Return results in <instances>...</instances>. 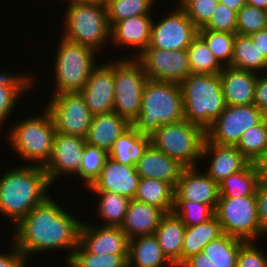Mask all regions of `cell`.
Instances as JSON below:
<instances>
[{"mask_svg":"<svg viewBox=\"0 0 267 267\" xmlns=\"http://www.w3.org/2000/svg\"><path fill=\"white\" fill-rule=\"evenodd\" d=\"M153 14H144L139 16H134L130 18L123 19L119 22H116L110 28V41L111 43L118 45L119 48H125V50L132 49L133 56L125 55L120 58H135L138 56L143 50H145L150 42V34H151V26L153 18L151 17ZM124 47V48H123ZM131 47V48H130ZM136 52V53H134Z\"/></svg>","mask_w":267,"mask_h":267,"instance_id":"44dd1931","label":"cell"},{"mask_svg":"<svg viewBox=\"0 0 267 267\" xmlns=\"http://www.w3.org/2000/svg\"><path fill=\"white\" fill-rule=\"evenodd\" d=\"M255 165L259 173L260 182L267 184V148L255 162Z\"/></svg>","mask_w":267,"mask_h":267,"instance_id":"816d5d0a","label":"cell"},{"mask_svg":"<svg viewBox=\"0 0 267 267\" xmlns=\"http://www.w3.org/2000/svg\"><path fill=\"white\" fill-rule=\"evenodd\" d=\"M175 267L164 255L157 237L137 236L129 240L128 267Z\"/></svg>","mask_w":267,"mask_h":267,"instance_id":"f1b7e54d","label":"cell"},{"mask_svg":"<svg viewBox=\"0 0 267 267\" xmlns=\"http://www.w3.org/2000/svg\"><path fill=\"white\" fill-rule=\"evenodd\" d=\"M260 177L254 162L244 169L232 173L219 184V198H239L255 196Z\"/></svg>","mask_w":267,"mask_h":267,"instance_id":"f546056e","label":"cell"},{"mask_svg":"<svg viewBox=\"0 0 267 267\" xmlns=\"http://www.w3.org/2000/svg\"><path fill=\"white\" fill-rule=\"evenodd\" d=\"M85 146V137L56 133L51 157L43 166L51 184L61 176L79 172Z\"/></svg>","mask_w":267,"mask_h":267,"instance_id":"9a60e30c","label":"cell"},{"mask_svg":"<svg viewBox=\"0 0 267 267\" xmlns=\"http://www.w3.org/2000/svg\"><path fill=\"white\" fill-rule=\"evenodd\" d=\"M219 74L226 105L237 106L254 103L258 73L225 66Z\"/></svg>","mask_w":267,"mask_h":267,"instance_id":"cb8c5ba5","label":"cell"},{"mask_svg":"<svg viewBox=\"0 0 267 267\" xmlns=\"http://www.w3.org/2000/svg\"><path fill=\"white\" fill-rule=\"evenodd\" d=\"M107 0H93L94 5H105Z\"/></svg>","mask_w":267,"mask_h":267,"instance_id":"6f0895ef","label":"cell"},{"mask_svg":"<svg viewBox=\"0 0 267 267\" xmlns=\"http://www.w3.org/2000/svg\"><path fill=\"white\" fill-rule=\"evenodd\" d=\"M266 115L255 105L228 106L206 131L207 139L219 145L236 146L241 135L258 125Z\"/></svg>","mask_w":267,"mask_h":267,"instance_id":"7c38bea8","label":"cell"},{"mask_svg":"<svg viewBox=\"0 0 267 267\" xmlns=\"http://www.w3.org/2000/svg\"><path fill=\"white\" fill-rule=\"evenodd\" d=\"M131 126L127 119L115 112L93 115L85 141L108 153L118 137Z\"/></svg>","mask_w":267,"mask_h":267,"instance_id":"d4e9b609","label":"cell"},{"mask_svg":"<svg viewBox=\"0 0 267 267\" xmlns=\"http://www.w3.org/2000/svg\"><path fill=\"white\" fill-rule=\"evenodd\" d=\"M136 171L140 178L164 181L174 189L185 167L164 152L154 148L149 142L137 155Z\"/></svg>","mask_w":267,"mask_h":267,"instance_id":"ffe728a7","label":"cell"},{"mask_svg":"<svg viewBox=\"0 0 267 267\" xmlns=\"http://www.w3.org/2000/svg\"><path fill=\"white\" fill-rule=\"evenodd\" d=\"M69 3L93 4V0H67Z\"/></svg>","mask_w":267,"mask_h":267,"instance_id":"11a10c76","label":"cell"},{"mask_svg":"<svg viewBox=\"0 0 267 267\" xmlns=\"http://www.w3.org/2000/svg\"><path fill=\"white\" fill-rule=\"evenodd\" d=\"M175 189L168 183L151 179L140 178L134 200L156 206L165 213L173 212Z\"/></svg>","mask_w":267,"mask_h":267,"instance_id":"1f68e13d","label":"cell"},{"mask_svg":"<svg viewBox=\"0 0 267 267\" xmlns=\"http://www.w3.org/2000/svg\"><path fill=\"white\" fill-rule=\"evenodd\" d=\"M140 176L135 166L118 163L108 157L102 172L86 190L93 192H112L133 199L136 195Z\"/></svg>","mask_w":267,"mask_h":267,"instance_id":"ac0fdd59","label":"cell"},{"mask_svg":"<svg viewBox=\"0 0 267 267\" xmlns=\"http://www.w3.org/2000/svg\"><path fill=\"white\" fill-rule=\"evenodd\" d=\"M249 162H256L267 148V116L256 126L246 130L235 146Z\"/></svg>","mask_w":267,"mask_h":267,"instance_id":"f35d334b","label":"cell"},{"mask_svg":"<svg viewBox=\"0 0 267 267\" xmlns=\"http://www.w3.org/2000/svg\"><path fill=\"white\" fill-rule=\"evenodd\" d=\"M173 212L182 220L186 227L205 223L215 216V210L210 205L193 201H174Z\"/></svg>","mask_w":267,"mask_h":267,"instance_id":"b9f144b4","label":"cell"},{"mask_svg":"<svg viewBox=\"0 0 267 267\" xmlns=\"http://www.w3.org/2000/svg\"><path fill=\"white\" fill-rule=\"evenodd\" d=\"M40 115H31L12 123L6 132L8 145L29 165L44 166L50 159L56 135L55 124L45 108ZM34 162V163H33Z\"/></svg>","mask_w":267,"mask_h":267,"instance_id":"5b68a950","label":"cell"},{"mask_svg":"<svg viewBox=\"0 0 267 267\" xmlns=\"http://www.w3.org/2000/svg\"><path fill=\"white\" fill-rule=\"evenodd\" d=\"M215 216L223 233L245 242L261 239L256 196L219 198Z\"/></svg>","mask_w":267,"mask_h":267,"instance_id":"30bf717a","label":"cell"},{"mask_svg":"<svg viewBox=\"0 0 267 267\" xmlns=\"http://www.w3.org/2000/svg\"><path fill=\"white\" fill-rule=\"evenodd\" d=\"M198 35L223 67L231 65L236 33L198 29Z\"/></svg>","mask_w":267,"mask_h":267,"instance_id":"74e56055","label":"cell"},{"mask_svg":"<svg viewBox=\"0 0 267 267\" xmlns=\"http://www.w3.org/2000/svg\"><path fill=\"white\" fill-rule=\"evenodd\" d=\"M79 243L96 255H128L129 239L121 227L92 225L83 221Z\"/></svg>","mask_w":267,"mask_h":267,"instance_id":"e0dca14e","label":"cell"},{"mask_svg":"<svg viewBox=\"0 0 267 267\" xmlns=\"http://www.w3.org/2000/svg\"><path fill=\"white\" fill-rule=\"evenodd\" d=\"M157 0H107L106 12L110 28L123 19L152 14Z\"/></svg>","mask_w":267,"mask_h":267,"instance_id":"8d00e7d4","label":"cell"},{"mask_svg":"<svg viewBox=\"0 0 267 267\" xmlns=\"http://www.w3.org/2000/svg\"><path fill=\"white\" fill-rule=\"evenodd\" d=\"M206 138L204 129L184 119L163 124L147 137V142L185 168H193L201 162Z\"/></svg>","mask_w":267,"mask_h":267,"instance_id":"8992f818","label":"cell"},{"mask_svg":"<svg viewBox=\"0 0 267 267\" xmlns=\"http://www.w3.org/2000/svg\"><path fill=\"white\" fill-rule=\"evenodd\" d=\"M114 58L113 112L131 124L138 117L148 77L134 58Z\"/></svg>","mask_w":267,"mask_h":267,"instance_id":"9c48e42d","label":"cell"},{"mask_svg":"<svg viewBox=\"0 0 267 267\" xmlns=\"http://www.w3.org/2000/svg\"><path fill=\"white\" fill-rule=\"evenodd\" d=\"M170 11L161 20L153 19L149 48L185 50L198 35V28L178 5Z\"/></svg>","mask_w":267,"mask_h":267,"instance_id":"4fadbf2b","label":"cell"},{"mask_svg":"<svg viewBox=\"0 0 267 267\" xmlns=\"http://www.w3.org/2000/svg\"><path fill=\"white\" fill-rule=\"evenodd\" d=\"M69 259L77 267H128V255H96L88 252L80 243Z\"/></svg>","mask_w":267,"mask_h":267,"instance_id":"60d3db41","label":"cell"},{"mask_svg":"<svg viewBox=\"0 0 267 267\" xmlns=\"http://www.w3.org/2000/svg\"><path fill=\"white\" fill-rule=\"evenodd\" d=\"M256 245V241H247L241 245L236 267H267L266 252Z\"/></svg>","mask_w":267,"mask_h":267,"instance_id":"bcb514c9","label":"cell"},{"mask_svg":"<svg viewBox=\"0 0 267 267\" xmlns=\"http://www.w3.org/2000/svg\"><path fill=\"white\" fill-rule=\"evenodd\" d=\"M236 28L237 12L219 3L215 7L209 21L200 29L236 33Z\"/></svg>","mask_w":267,"mask_h":267,"instance_id":"f6af8a7d","label":"cell"},{"mask_svg":"<svg viewBox=\"0 0 267 267\" xmlns=\"http://www.w3.org/2000/svg\"><path fill=\"white\" fill-rule=\"evenodd\" d=\"M255 196L257 200L262 239L263 236H267V184L260 183Z\"/></svg>","mask_w":267,"mask_h":267,"instance_id":"7dc6e473","label":"cell"},{"mask_svg":"<svg viewBox=\"0 0 267 267\" xmlns=\"http://www.w3.org/2000/svg\"><path fill=\"white\" fill-rule=\"evenodd\" d=\"M114 90V59L110 58L93 69L79 92L91 113L97 115L113 112Z\"/></svg>","mask_w":267,"mask_h":267,"instance_id":"2e32d148","label":"cell"},{"mask_svg":"<svg viewBox=\"0 0 267 267\" xmlns=\"http://www.w3.org/2000/svg\"><path fill=\"white\" fill-rule=\"evenodd\" d=\"M66 267H77L70 259L64 261Z\"/></svg>","mask_w":267,"mask_h":267,"instance_id":"9f6ffc18","label":"cell"},{"mask_svg":"<svg viewBox=\"0 0 267 267\" xmlns=\"http://www.w3.org/2000/svg\"><path fill=\"white\" fill-rule=\"evenodd\" d=\"M244 242L223 233L180 267H236L238 252Z\"/></svg>","mask_w":267,"mask_h":267,"instance_id":"603a6c76","label":"cell"},{"mask_svg":"<svg viewBox=\"0 0 267 267\" xmlns=\"http://www.w3.org/2000/svg\"><path fill=\"white\" fill-rule=\"evenodd\" d=\"M49 195L35 206L12 229L15 246L26 260L34 254L50 250H66L64 260L69 259L79 244L82 220L71 215Z\"/></svg>","mask_w":267,"mask_h":267,"instance_id":"6da1fadb","label":"cell"},{"mask_svg":"<svg viewBox=\"0 0 267 267\" xmlns=\"http://www.w3.org/2000/svg\"><path fill=\"white\" fill-rule=\"evenodd\" d=\"M223 234L221 224L216 216L205 223L186 227L182 245V264L193 255L202 252L212 240Z\"/></svg>","mask_w":267,"mask_h":267,"instance_id":"4dcf8cb0","label":"cell"},{"mask_svg":"<svg viewBox=\"0 0 267 267\" xmlns=\"http://www.w3.org/2000/svg\"><path fill=\"white\" fill-rule=\"evenodd\" d=\"M134 59L148 80L180 84L191 74L187 49L174 51L147 47Z\"/></svg>","mask_w":267,"mask_h":267,"instance_id":"5bb4252c","label":"cell"},{"mask_svg":"<svg viewBox=\"0 0 267 267\" xmlns=\"http://www.w3.org/2000/svg\"><path fill=\"white\" fill-rule=\"evenodd\" d=\"M264 29H267V10L246 3L237 12V34L251 35Z\"/></svg>","mask_w":267,"mask_h":267,"instance_id":"7bdbcfd3","label":"cell"},{"mask_svg":"<svg viewBox=\"0 0 267 267\" xmlns=\"http://www.w3.org/2000/svg\"><path fill=\"white\" fill-rule=\"evenodd\" d=\"M219 184L199 167L185 168L175 187L174 201H193L216 209Z\"/></svg>","mask_w":267,"mask_h":267,"instance_id":"d6986e66","label":"cell"},{"mask_svg":"<svg viewBox=\"0 0 267 267\" xmlns=\"http://www.w3.org/2000/svg\"><path fill=\"white\" fill-rule=\"evenodd\" d=\"M49 97L44 108L50 112L56 132L85 137L93 114L80 92H65Z\"/></svg>","mask_w":267,"mask_h":267,"instance_id":"8fae6325","label":"cell"},{"mask_svg":"<svg viewBox=\"0 0 267 267\" xmlns=\"http://www.w3.org/2000/svg\"><path fill=\"white\" fill-rule=\"evenodd\" d=\"M230 67L253 71L258 74L267 73V58L252 42L249 35L236 33Z\"/></svg>","mask_w":267,"mask_h":267,"instance_id":"d6a6232c","label":"cell"},{"mask_svg":"<svg viewBox=\"0 0 267 267\" xmlns=\"http://www.w3.org/2000/svg\"><path fill=\"white\" fill-rule=\"evenodd\" d=\"M165 214L156 206L131 199L121 228L129 240L137 236L152 235Z\"/></svg>","mask_w":267,"mask_h":267,"instance_id":"4316f807","label":"cell"},{"mask_svg":"<svg viewBox=\"0 0 267 267\" xmlns=\"http://www.w3.org/2000/svg\"><path fill=\"white\" fill-rule=\"evenodd\" d=\"M185 120L207 131L226 108L220 74H190L180 83Z\"/></svg>","mask_w":267,"mask_h":267,"instance_id":"277c9868","label":"cell"},{"mask_svg":"<svg viewBox=\"0 0 267 267\" xmlns=\"http://www.w3.org/2000/svg\"><path fill=\"white\" fill-rule=\"evenodd\" d=\"M219 3L226 5L229 9L238 12L245 4L246 0H218Z\"/></svg>","mask_w":267,"mask_h":267,"instance_id":"f5cc1de1","label":"cell"},{"mask_svg":"<svg viewBox=\"0 0 267 267\" xmlns=\"http://www.w3.org/2000/svg\"><path fill=\"white\" fill-rule=\"evenodd\" d=\"M65 7L64 31L61 36L101 53L110 40L106 6L68 3Z\"/></svg>","mask_w":267,"mask_h":267,"instance_id":"52a82bcc","label":"cell"},{"mask_svg":"<svg viewBox=\"0 0 267 267\" xmlns=\"http://www.w3.org/2000/svg\"><path fill=\"white\" fill-rule=\"evenodd\" d=\"M184 119L180 84L148 80L142 94L140 113L132 126L149 137L163 124Z\"/></svg>","mask_w":267,"mask_h":267,"instance_id":"3957f363","label":"cell"},{"mask_svg":"<svg viewBox=\"0 0 267 267\" xmlns=\"http://www.w3.org/2000/svg\"><path fill=\"white\" fill-rule=\"evenodd\" d=\"M12 246L8 252L4 254V252L0 251V267H27V262L25 256L22 252L15 246L12 242Z\"/></svg>","mask_w":267,"mask_h":267,"instance_id":"c3c4849f","label":"cell"},{"mask_svg":"<svg viewBox=\"0 0 267 267\" xmlns=\"http://www.w3.org/2000/svg\"><path fill=\"white\" fill-rule=\"evenodd\" d=\"M146 142L147 137L131 126L114 142L108 157L118 163L135 166L137 155Z\"/></svg>","mask_w":267,"mask_h":267,"instance_id":"e575fe53","label":"cell"},{"mask_svg":"<svg viewBox=\"0 0 267 267\" xmlns=\"http://www.w3.org/2000/svg\"><path fill=\"white\" fill-rule=\"evenodd\" d=\"M10 69L0 71V128L3 130V123L7 122L14 111L19 98L36 84L35 76L30 73L11 74ZM19 74V75H18ZM34 80V81H33ZM34 83V85H33ZM33 85V86H32ZM29 90V91H28ZM23 95V96H22Z\"/></svg>","mask_w":267,"mask_h":267,"instance_id":"484cf974","label":"cell"},{"mask_svg":"<svg viewBox=\"0 0 267 267\" xmlns=\"http://www.w3.org/2000/svg\"><path fill=\"white\" fill-rule=\"evenodd\" d=\"M246 3L262 10H267V0H246Z\"/></svg>","mask_w":267,"mask_h":267,"instance_id":"db71d44e","label":"cell"},{"mask_svg":"<svg viewBox=\"0 0 267 267\" xmlns=\"http://www.w3.org/2000/svg\"><path fill=\"white\" fill-rule=\"evenodd\" d=\"M187 52L192 74H219L224 68L199 35L193 39Z\"/></svg>","mask_w":267,"mask_h":267,"instance_id":"d590c367","label":"cell"},{"mask_svg":"<svg viewBox=\"0 0 267 267\" xmlns=\"http://www.w3.org/2000/svg\"><path fill=\"white\" fill-rule=\"evenodd\" d=\"M267 116V73H260L254 92V103Z\"/></svg>","mask_w":267,"mask_h":267,"instance_id":"681fc988","label":"cell"},{"mask_svg":"<svg viewBox=\"0 0 267 267\" xmlns=\"http://www.w3.org/2000/svg\"><path fill=\"white\" fill-rule=\"evenodd\" d=\"M98 196L97 211L101 226L121 227L131 199L112 192H94Z\"/></svg>","mask_w":267,"mask_h":267,"instance_id":"836d02e7","label":"cell"},{"mask_svg":"<svg viewBox=\"0 0 267 267\" xmlns=\"http://www.w3.org/2000/svg\"><path fill=\"white\" fill-rule=\"evenodd\" d=\"M186 226L174 213H166L155 230L160 247L167 259L175 266L182 265V245Z\"/></svg>","mask_w":267,"mask_h":267,"instance_id":"83f0119b","label":"cell"},{"mask_svg":"<svg viewBox=\"0 0 267 267\" xmlns=\"http://www.w3.org/2000/svg\"><path fill=\"white\" fill-rule=\"evenodd\" d=\"M206 157L210 160L204 172L218 184L250 163L235 146L219 145L210 142L207 138L204 142L201 161L207 159Z\"/></svg>","mask_w":267,"mask_h":267,"instance_id":"7402d4cb","label":"cell"},{"mask_svg":"<svg viewBox=\"0 0 267 267\" xmlns=\"http://www.w3.org/2000/svg\"><path fill=\"white\" fill-rule=\"evenodd\" d=\"M16 166L0 177V214L11 221L12 228L50 195L52 186L43 166Z\"/></svg>","mask_w":267,"mask_h":267,"instance_id":"7a4b0ae2","label":"cell"},{"mask_svg":"<svg viewBox=\"0 0 267 267\" xmlns=\"http://www.w3.org/2000/svg\"><path fill=\"white\" fill-rule=\"evenodd\" d=\"M59 41L54 57L55 87L51 95L79 92L98 65V52L88 46L67 41L62 36Z\"/></svg>","mask_w":267,"mask_h":267,"instance_id":"ba28073f","label":"cell"},{"mask_svg":"<svg viewBox=\"0 0 267 267\" xmlns=\"http://www.w3.org/2000/svg\"><path fill=\"white\" fill-rule=\"evenodd\" d=\"M108 153L99 147H95L86 143L82 153L79 172L76 177L83 180L84 188L91 186L99 177Z\"/></svg>","mask_w":267,"mask_h":267,"instance_id":"ab89813d","label":"cell"},{"mask_svg":"<svg viewBox=\"0 0 267 267\" xmlns=\"http://www.w3.org/2000/svg\"><path fill=\"white\" fill-rule=\"evenodd\" d=\"M176 2L198 29L209 21L215 7L219 4L218 0H178Z\"/></svg>","mask_w":267,"mask_h":267,"instance_id":"ee69618b","label":"cell"},{"mask_svg":"<svg viewBox=\"0 0 267 267\" xmlns=\"http://www.w3.org/2000/svg\"><path fill=\"white\" fill-rule=\"evenodd\" d=\"M249 36L251 37L252 42L267 58V29L257 31Z\"/></svg>","mask_w":267,"mask_h":267,"instance_id":"f907efd6","label":"cell"}]
</instances>
